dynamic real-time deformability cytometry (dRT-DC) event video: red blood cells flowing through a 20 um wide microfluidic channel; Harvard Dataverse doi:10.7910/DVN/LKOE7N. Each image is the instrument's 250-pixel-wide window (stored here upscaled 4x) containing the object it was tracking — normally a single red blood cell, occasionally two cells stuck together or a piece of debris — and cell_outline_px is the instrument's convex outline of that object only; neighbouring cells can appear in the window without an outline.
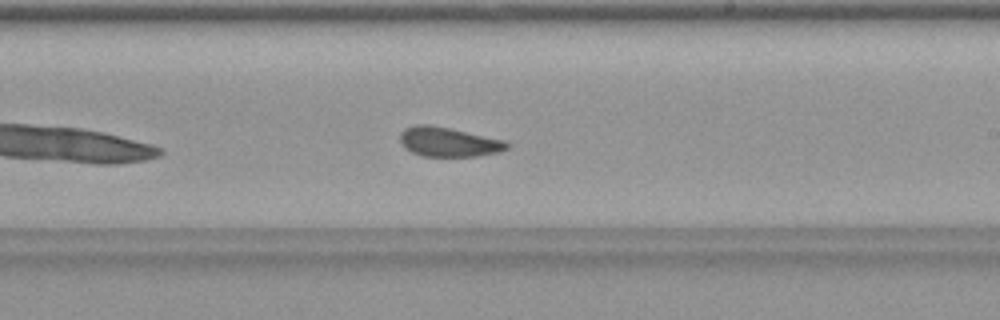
{"species": "common noctule bat (a hibernating species)", "species_latin": "Nyctalus noctula", "temperature_condition": "warm", "stored_images_in_passage": 31, "camera_frame_rate_fps": 3000, "um_per_image_px": 0.085, "animal": {"sex": "female", "body_mass_g": 19.9}, "frame": {"image": 1, "passage_image": 14, "time_ms": 4.333, "image_size_px": [1000, 320], "cell_outline_px": [[508, 148], [500, 152], [476, 156], [420, 156], [404, 148], [400, 140], [400, 132], [404, 128], [412, 124], [428, 124], [448, 128], [504, 140], [508, 144]], "centroid_in_image_um": [38.07, 12.06], "position_along_channel_um": 250.9, "area_um2": 18.32}}